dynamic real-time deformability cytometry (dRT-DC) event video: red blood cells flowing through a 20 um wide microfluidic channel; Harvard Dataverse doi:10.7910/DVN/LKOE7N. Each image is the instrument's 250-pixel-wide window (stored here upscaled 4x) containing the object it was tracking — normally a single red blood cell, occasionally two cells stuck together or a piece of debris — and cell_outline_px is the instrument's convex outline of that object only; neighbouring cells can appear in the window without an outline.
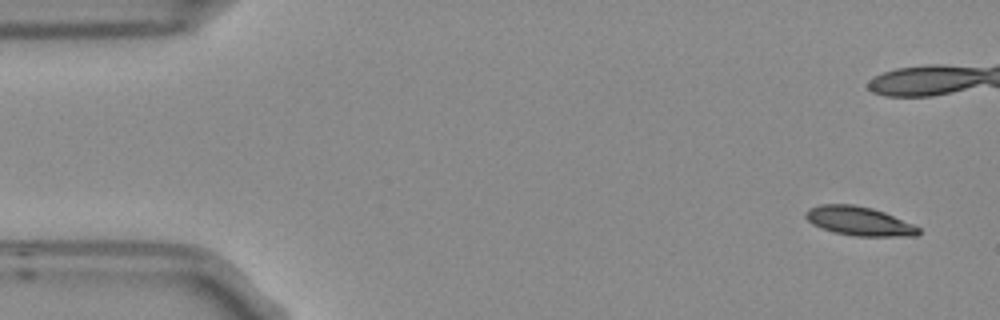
{"species": "Egyptian fruit bat (a non-hibernating species)", "species_latin": "Rousettus aegyptiacus", "temperature_condition": "room temperature", "stored_images_in_passage": 10, "segment_of_instrument_passage": [1, 2], "camera_frame_rate_fps": 3000, "um_per_image_px": 0.085, "frame": {"image": 1, "passage_image": 1, "time_ms": 0.0, "image_size_px": [1000, 320], "cell_outline_px": [[920, 232], [916, 236], [856, 236], [836, 232], [812, 224], [804, 216], [804, 212], [808, 208], [820, 204], [852, 204], [872, 208], [884, 212], [912, 224], [920, 228]], "centroid_in_image_um": [73.0, 18.78], "position_along_channel_um": 12.0, "area_um2": 18.9}}
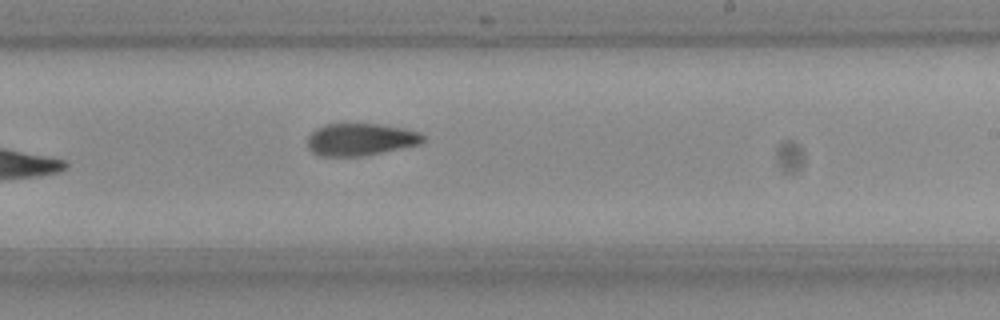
{"frame": {"image": 2, "passage_image": 9, "time_ms": 2.667, "image_size_px": [1000, 320], "cell_outline_px": [[424, 140], [420, 144], [360, 156], [320, 156], [312, 152], [308, 148], [308, 136], [316, 128], [324, 124], [380, 124], [404, 128], [420, 132], [424, 136]], "centroid_in_image_um": [30.62, 11.84], "position_along_channel_um": 258.4, "area_um2": 21.62}}